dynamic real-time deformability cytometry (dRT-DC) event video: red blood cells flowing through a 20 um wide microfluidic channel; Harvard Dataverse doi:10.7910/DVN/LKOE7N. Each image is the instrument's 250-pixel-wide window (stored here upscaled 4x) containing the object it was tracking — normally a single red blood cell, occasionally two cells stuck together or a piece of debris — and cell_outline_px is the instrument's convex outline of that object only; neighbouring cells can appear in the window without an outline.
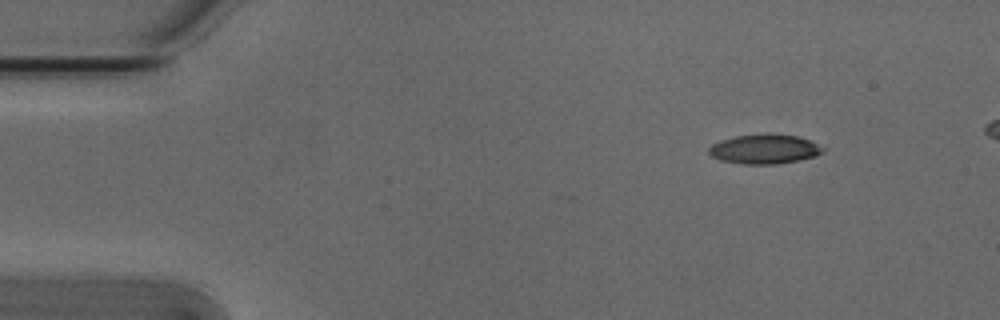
{"species": "Egyptian fruit bat (a non-hibernating species)", "species_latin": "Rousettus aegyptiacus", "temperature_condition": "cold", "stored_images_in_passage": 5, "camera_frame_rate_fps": 3000, "um_per_image_px": 0.085, "animal": {"sex": "male"}, "frame": {"image": 1, "passage_image": 1, "time_ms": 0.0, "image_size_px": [1000, 320], "cell_outline_px": [[828, 148], [824, 152], [816, 156], [776, 164], [740, 164], [720, 160], [712, 156], [708, 152], [708, 148], [712, 144], [720, 140], [736, 136], [764, 132], [796, 136], [808, 140]], "centroid_in_image_um": [64.98, 12.66], "position_along_channel_um": 20.0, "area_um2": 19.88}}
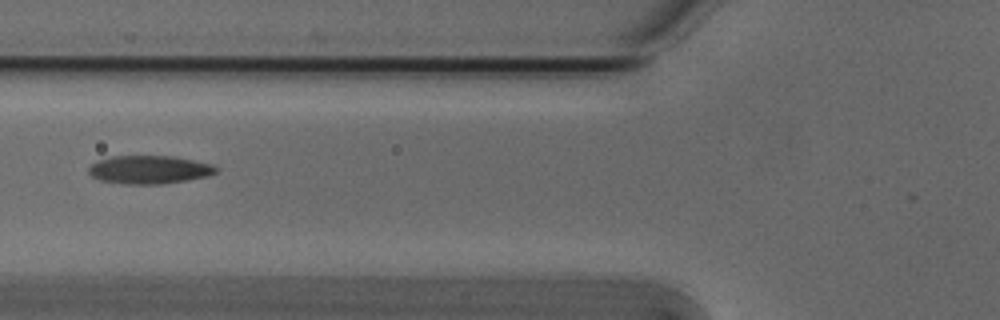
{"frame": {"image": 2, "passage_image": 4, "time_ms": 1.0, "image_size_px": [1000, 320], "cell_outline_px": [[220, 168], [216, 172], [208, 176], [188, 180], [160, 184], [124, 184], [100, 180], [92, 176], [88, 172], [88, 168], [96, 160], [112, 156], [172, 156], [212, 164]], "centroid_in_image_um": [12.68, 14.42], "position_along_channel_um": 113.1, "area_um2": 21.04}}